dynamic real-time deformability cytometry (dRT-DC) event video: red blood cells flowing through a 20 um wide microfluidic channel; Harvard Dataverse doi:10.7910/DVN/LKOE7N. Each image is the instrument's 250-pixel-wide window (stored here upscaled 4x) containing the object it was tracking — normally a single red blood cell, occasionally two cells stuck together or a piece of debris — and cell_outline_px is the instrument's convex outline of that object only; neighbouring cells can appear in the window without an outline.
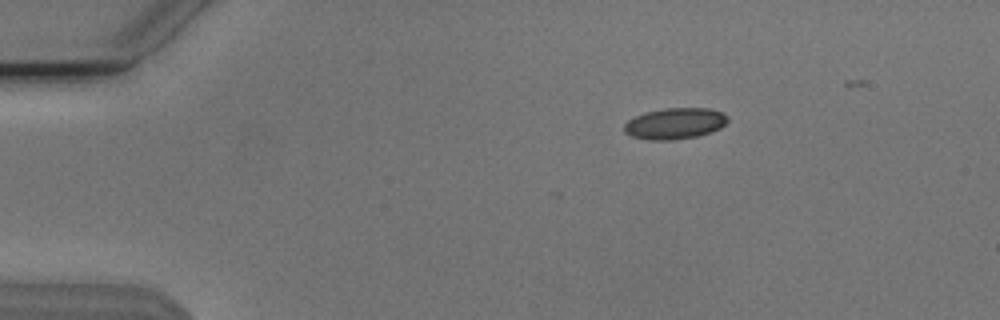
{"species": "Egyptian fruit bat (a non-hibernating species)", "species_latin": "Rousettus aegyptiacus", "temperature_condition": "cold", "stored_images_in_passage": 41, "camera_frame_rate_fps": 3000, "um_per_image_px": 0.085, "animal": {"sex": "male"}, "frame": {"image": 1, "passage_image": 1, "time_ms": 0.0, "image_size_px": [1000, 320], "cell_outline_px": [[728, 120], [720, 128], [696, 136], [672, 140], [648, 140], [632, 136], [624, 132], [624, 124], [628, 120], [644, 112], [664, 108], [708, 108], [720, 112], [728, 116]], "centroid_in_image_um": [57.33, 10.49], "position_along_channel_um": 27.7, "area_um2": 18.67}}
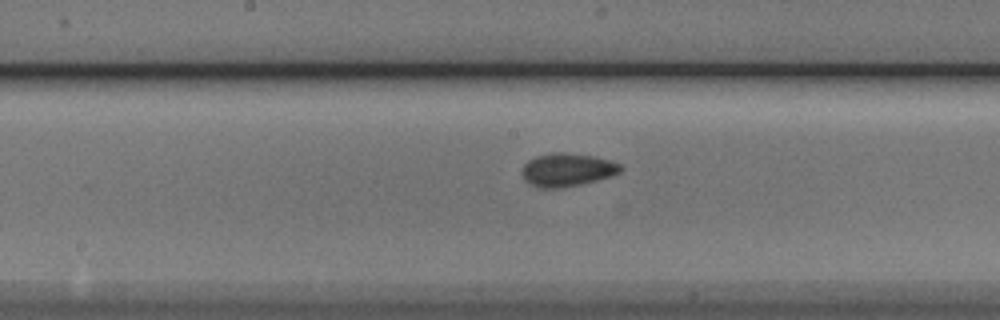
{"frame": {"image": 2, "passage_image": 20, "time_ms": 6.333, "image_size_px": [1000, 320], "cell_outline_px": [[624, 168], [620, 172], [596, 180], [580, 184], [560, 188], [536, 188], [524, 180], [524, 164], [528, 160], [536, 156], [552, 152], [564, 152], [592, 156], [608, 160], [620, 164]], "centroid_in_image_um": [48.19, 14.43], "position_along_channel_um": 200.0, "area_um2": 18.84}}
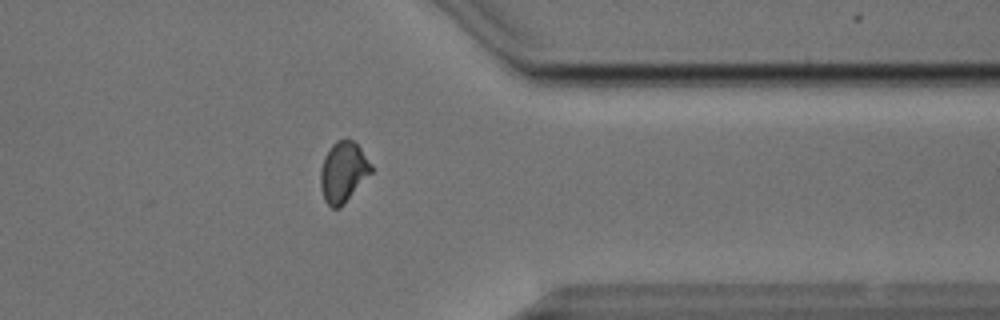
{"frame": {"image": 3, "passage_image": 35, "time_ms": 11.333, "image_size_px": [1000, 320], "cell_outline_px": [[372, 172], [340, 208], [332, 208], [324, 200], [320, 188], [320, 168], [324, 156], [328, 148], [336, 140], [352, 140], [360, 148], [372, 164]], "centroid_in_image_um": [29.15, 14.62], "position_along_channel_um": 382.3, "area_um2": 17.92}, "authors_computed_cell_mechanics": {"area_um2": 17.918, "velocity_mm_per_s": 3.8145, "shape_relaxation_time_tau1_ms": 4.0897, "shape_relaxation_time_tau2_ms": 1.7887, "deformation_change_tau1": 0.1006, "deformation_change_tau2": 0.0489}}